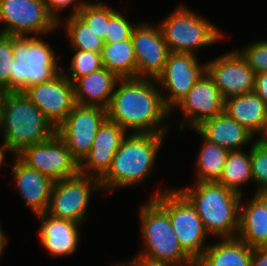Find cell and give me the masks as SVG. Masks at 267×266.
I'll return each mask as SVG.
<instances>
[{
  "label": "cell",
  "instance_id": "cell-19",
  "mask_svg": "<svg viewBox=\"0 0 267 266\" xmlns=\"http://www.w3.org/2000/svg\"><path fill=\"white\" fill-rule=\"evenodd\" d=\"M16 188L23 197L24 203L39 215L47 211L54 181L35 169L29 168L17 156L10 165Z\"/></svg>",
  "mask_w": 267,
  "mask_h": 266
},
{
  "label": "cell",
  "instance_id": "cell-8",
  "mask_svg": "<svg viewBox=\"0 0 267 266\" xmlns=\"http://www.w3.org/2000/svg\"><path fill=\"white\" fill-rule=\"evenodd\" d=\"M165 189L152 198L167 210L180 246L196 263L209 246L205 242L208 233L191 203L177 189Z\"/></svg>",
  "mask_w": 267,
  "mask_h": 266
},
{
  "label": "cell",
  "instance_id": "cell-44",
  "mask_svg": "<svg viewBox=\"0 0 267 266\" xmlns=\"http://www.w3.org/2000/svg\"><path fill=\"white\" fill-rule=\"evenodd\" d=\"M264 142H267V131L265 132L264 136L261 138Z\"/></svg>",
  "mask_w": 267,
  "mask_h": 266
},
{
  "label": "cell",
  "instance_id": "cell-7",
  "mask_svg": "<svg viewBox=\"0 0 267 266\" xmlns=\"http://www.w3.org/2000/svg\"><path fill=\"white\" fill-rule=\"evenodd\" d=\"M170 52L196 53L197 48L216 44L223 33L215 24L183 5L159 24Z\"/></svg>",
  "mask_w": 267,
  "mask_h": 266
},
{
  "label": "cell",
  "instance_id": "cell-30",
  "mask_svg": "<svg viewBox=\"0 0 267 266\" xmlns=\"http://www.w3.org/2000/svg\"><path fill=\"white\" fill-rule=\"evenodd\" d=\"M103 1L85 2L78 10L77 15L103 40L107 33L109 18L116 12Z\"/></svg>",
  "mask_w": 267,
  "mask_h": 266
},
{
  "label": "cell",
  "instance_id": "cell-45",
  "mask_svg": "<svg viewBox=\"0 0 267 266\" xmlns=\"http://www.w3.org/2000/svg\"><path fill=\"white\" fill-rule=\"evenodd\" d=\"M191 266H199L197 263L192 264Z\"/></svg>",
  "mask_w": 267,
  "mask_h": 266
},
{
  "label": "cell",
  "instance_id": "cell-16",
  "mask_svg": "<svg viewBox=\"0 0 267 266\" xmlns=\"http://www.w3.org/2000/svg\"><path fill=\"white\" fill-rule=\"evenodd\" d=\"M131 39L137 61V78L156 79L163 72L170 53L159 25L137 23Z\"/></svg>",
  "mask_w": 267,
  "mask_h": 266
},
{
  "label": "cell",
  "instance_id": "cell-31",
  "mask_svg": "<svg viewBox=\"0 0 267 266\" xmlns=\"http://www.w3.org/2000/svg\"><path fill=\"white\" fill-rule=\"evenodd\" d=\"M75 52L70 63V67L67 71H70L71 74L65 73V70L62 69L63 74L67 79L72 83L80 77L86 76L94 71L103 68L102 58L100 53L73 49Z\"/></svg>",
  "mask_w": 267,
  "mask_h": 266
},
{
  "label": "cell",
  "instance_id": "cell-36",
  "mask_svg": "<svg viewBox=\"0 0 267 266\" xmlns=\"http://www.w3.org/2000/svg\"><path fill=\"white\" fill-rule=\"evenodd\" d=\"M80 0H44V2L46 3V6L48 8L49 13L57 20L58 22V26L61 25V17L59 16L58 12L62 11L64 8H68L71 4L73 5L72 8V13L70 15L73 14H77L79 8L87 1H80ZM77 2V3H76ZM60 17V18H59Z\"/></svg>",
  "mask_w": 267,
  "mask_h": 266
},
{
  "label": "cell",
  "instance_id": "cell-10",
  "mask_svg": "<svg viewBox=\"0 0 267 266\" xmlns=\"http://www.w3.org/2000/svg\"><path fill=\"white\" fill-rule=\"evenodd\" d=\"M0 23V33L12 36H41L58 28L44 0H0Z\"/></svg>",
  "mask_w": 267,
  "mask_h": 266
},
{
  "label": "cell",
  "instance_id": "cell-27",
  "mask_svg": "<svg viewBox=\"0 0 267 266\" xmlns=\"http://www.w3.org/2000/svg\"><path fill=\"white\" fill-rule=\"evenodd\" d=\"M253 182L251 169V148L248 153L244 150L230 151L223 167L218 183L239 194H242V185Z\"/></svg>",
  "mask_w": 267,
  "mask_h": 266
},
{
  "label": "cell",
  "instance_id": "cell-1",
  "mask_svg": "<svg viewBox=\"0 0 267 266\" xmlns=\"http://www.w3.org/2000/svg\"><path fill=\"white\" fill-rule=\"evenodd\" d=\"M156 83L150 78L119 79L106 108L107 119L134 133L167 134L162 121L171 113Z\"/></svg>",
  "mask_w": 267,
  "mask_h": 266
},
{
  "label": "cell",
  "instance_id": "cell-2",
  "mask_svg": "<svg viewBox=\"0 0 267 266\" xmlns=\"http://www.w3.org/2000/svg\"><path fill=\"white\" fill-rule=\"evenodd\" d=\"M166 134H127L116 151L110 168L99 180L102 191L126 188L142 183L154 169ZM163 141V142H162Z\"/></svg>",
  "mask_w": 267,
  "mask_h": 266
},
{
  "label": "cell",
  "instance_id": "cell-22",
  "mask_svg": "<svg viewBox=\"0 0 267 266\" xmlns=\"http://www.w3.org/2000/svg\"><path fill=\"white\" fill-rule=\"evenodd\" d=\"M224 112L259 139L267 131V105L254 91L224 99Z\"/></svg>",
  "mask_w": 267,
  "mask_h": 266
},
{
  "label": "cell",
  "instance_id": "cell-40",
  "mask_svg": "<svg viewBox=\"0 0 267 266\" xmlns=\"http://www.w3.org/2000/svg\"><path fill=\"white\" fill-rule=\"evenodd\" d=\"M2 144L0 146V167L3 165L4 160H5V152H11V154H14L13 151L10 149V147L8 146V144L4 141H2ZM5 151V152H4Z\"/></svg>",
  "mask_w": 267,
  "mask_h": 266
},
{
  "label": "cell",
  "instance_id": "cell-25",
  "mask_svg": "<svg viewBox=\"0 0 267 266\" xmlns=\"http://www.w3.org/2000/svg\"><path fill=\"white\" fill-rule=\"evenodd\" d=\"M253 248L237 237L209 245L196 262L199 266H250Z\"/></svg>",
  "mask_w": 267,
  "mask_h": 266
},
{
  "label": "cell",
  "instance_id": "cell-26",
  "mask_svg": "<svg viewBox=\"0 0 267 266\" xmlns=\"http://www.w3.org/2000/svg\"><path fill=\"white\" fill-rule=\"evenodd\" d=\"M100 55L103 67L119 79L137 78V61L132 39L104 43Z\"/></svg>",
  "mask_w": 267,
  "mask_h": 266
},
{
  "label": "cell",
  "instance_id": "cell-39",
  "mask_svg": "<svg viewBox=\"0 0 267 266\" xmlns=\"http://www.w3.org/2000/svg\"><path fill=\"white\" fill-rule=\"evenodd\" d=\"M250 266H267V246L253 248Z\"/></svg>",
  "mask_w": 267,
  "mask_h": 266
},
{
  "label": "cell",
  "instance_id": "cell-35",
  "mask_svg": "<svg viewBox=\"0 0 267 266\" xmlns=\"http://www.w3.org/2000/svg\"><path fill=\"white\" fill-rule=\"evenodd\" d=\"M255 74L267 72V40L255 41L238 50Z\"/></svg>",
  "mask_w": 267,
  "mask_h": 266
},
{
  "label": "cell",
  "instance_id": "cell-4",
  "mask_svg": "<svg viewBox=\"0 0 267 266\" xmlns=\"http://www.w3.org/2000/svg\"><path fill=\"white\" fill-rule=\"evenodd\" d=\"M2 140L16 156L25 147L50 139L56 129L23 92H7L0 119ZM0 130V132H2Z\"/></svg>",
  "mask_w": 267,
  "mask_h": 266
},
{
  "label": "cell",
  "instance_id": "cell-32",
  "mask_svg": "<svg viewBox=\"0 0 267 266\" xmlns=\"http://www.w3.org/2000/svg\"><path fill=\"white\" fill-rule=\"evenodd\" d=\"M251 169L254 184H257L256 192L267 188V142L257 138L251 144Z\"/></svg>",
  "mask_w": 267,
  "mask_h": 266
},
{
  "label": "cell",
  "instance_id": "cell-41",
  "mask_svg": "<svg viewBox=\"0 0 267 266\" xmlns=\"http://www.w3.org/2000/svg\"><path fill=\"white\" fill-rule=\"evenodd\" d=\"M5 232L2 230V226L0 224V256L4 251V247L7 245L8 238L6 237Z\"/></svg>",
  "mask_w": 267,
  "mask_h": 266
},
{
  "label": "cell",
  "instance_id": "cell-24",
  "mask_svg": "<svg viewBox=\"0 0 267 266\" xmlns=\"http://www.w3.org/2000/svg\"><path fill=\"white\" fill-rule=\"evenodd\" d=\"M240 205L237 238L251 248L267 246V206L256 195L247 206Z\"/></svg>",
  "mask_w": 267,
  "mask_h": 266
},
{
  "label": "cell",
  "instance_id": "cell-38",
  "mask_svg": "<svg viewBox=\"0 0 267 266\" xmlns=\"http://www.w3.org/2000/svg\"><path fill=\"white\" fill-rule=\"evenodd\" d=\"M114 266H173V265L166 262L150 260L140 255H135V257H133L132 260L124 264L118 263V265L115 264Z\"/></svg>",
  "mask_w": 267,
  "mask_h": 266
},
{
  "label": "cell",
  "instance_id": "cell-28",
  "mask_svg": "<svg viewBox=\"0 0 267 266\" xmlns=\"http://www.w3.org/2000/svg\"><path fill=\"white\" fill-rule=\"evenodd\" d=\"M203 141L196 156V182H218L230 151L205 138Z\"/></svg>",
  "mask_w": 267,
  "mask_h": 266
},
{
  "label": "cell",
  "instance_id": "cell-6",
  "mask_svg": "<svg viewBox=\"0 0 267 266\" xmlns=\"http://www.w3.org/2000/svg\"><path fill=\"white\" fill-rule=\"evenodd\" d=\"M51 48L37 36H13L15 60L10 71V92H24L33 85L53 79L62 71Z\"/></svg>",
  "mask_w": 267,
  "mask_h": 266
},
{
  "label": "cell",
  "instance_id": "cell-37",
  "mask_svg": "<svg viewBox=\"0 0 267 266\" xmlns=\"http://www.w3.org/2000/svg\"><path fill=\"white\" fill-rule=\"evenodd\" d=\"M267 105V72L255 74L253 90Z\"/></svg>",
  "mask_w": 267,
  "mask_h": 266
},
{
  "label": "cell",
  "instance_id": "cell-23",
  "mask_svg": "<svg viewBox=\"0 0 267 266\" xmlns=\"http://www.w3.org/2000/svg\"><path fill=\"white\" fill-rule=\"evenodd\" d=\"M119 78L106 68L99 69L74 82L76 104L107 108Z\"/></svg>",
  "mask_w": 267,
  "mask_h": 266
},
{
  "label": "cell",
  "instance_id": "cell-18",
  "mask_svg": "<svg viewBox=\"0 0 267 266\" xmlns=\"http://www.w3.org/2000/svg\"><path fill=\"white\" fill-rule=\"evenodd\" d=\"M128 133L106 119L100 126L89 154L79 164V173L100 180L110 168L112 159Z\"/></svg>",
  "mask_w": 267,
  "mask_h": 266
},
{
  "label": "cell",
  "instance_id": "cell-17",
  "mask_svg": "<svg viewBox=\"0 0 267 266\" xmlns=\"http://www.w3.org/2000/svg\"><path fill=\"white\" fill-rule=\"evenodd\" d=\"M176 107H179L186 118L179 129L183 131L187 125L190 129H195L205 120L224 112V98L213 79L206 73Z\"/></svg>",
  "mask_w": 267,
  "mask_h": 266
},
{
  "label": "cell",
  "instance_id": "cell-14",
  "mask_svg": "<svg viewBox=\"0 0 267 266\" xmlns=\"http://www.w3.org/2000/svg\"><path fill=\"white\" fill-rule=\"evenodd\" d=\"M56 129L76 106L74 85L63 72L23 92Z\"/></svg>",
  "mask_w": 267,
  "mask_h": 266
},
{
  "label": "cell",
  "instance_id": "cell-21",
  "mask_svg": "<svg viewBox=\"0 0 267 266\" xmlns=\"http://www.w3.org/2000/svg\"><path fill=\"white\" fill-rule=\"evenodd\" d=\"M198 135L229 151L242 150V146L256 138L225 112L207 119L194 129ZM254 139V140H253Z\"/></svg>",
  "mask_w": 267,
  "mask_h": 266
},
{
  "label": "cell",
  "instance_id": "cell-42",
  "mask_svg": "<svg viewBox=\"0 0 267 266\" xmlns=\"http://www.w3.org/2000/svg\"><path fill=\"white\" fill-rule=\"evenodd\" d=\"M256 195L266 204L267 206V188L259 192H256Z\"/></svg>",
  "mask_w": 267,
  "mask_h": 266
},
{
  "label": "cell",
  "instance_id": "cell-34",
  "mask_svg": "<svg viewBox=\"0 0 267 266\" xmlns=\"http://www.w3.org/2000/svg\"><path fill=\"white\" fill-rule=\"evenodd\" d=\"M136 25L137 24H132L127 18H125L122 13L116 11L109 18L104 43H115L131 39L133 29Z\"/></svg>",
  "mask_w": 267,
  "mask_h": 266
},
{
  "label": "cell",
  "instance_id": "cell-3",
  "mask_svg": "<svg viewBox=\"0 0 267 266\" xmlns=\"http://www.w3.org/2000/svg\"><path fill=\"white\" fill-rule=\"evenodd\" d=\"M195 184V185H194ZM178 191L191 203L209 235L234 238L239 229L242 194L218 182H196Z\"/></svg>",
  "mask_w": 267,
  "mask_h": 266
},
{
  "label": "cell",
  "instance_id": "cell-9",
  "mask_svg": "<svg viewBox=\"0 0 267 266\" xmlns=\"http://www.w3.org/2000/svg\"><path fill=\"white\" fill-rule=\"evenodd\" d=\"M95 190H101L100 181L80 173L55 181L46 213L58 219L83 224Z\"/></svg>",
  "mask_w": 267,
  "mask_h": 266
},
{
  "label": "cell",
  "instance_id": "cell-15",
  "mask_svg": "<svg viewBox=\"0 0 267 266\" xmlns=\"http://www.w3.org/2000/svg\"><path fill=\"white\" fill-rule=\"evenodd\" d=\"M207 73L224 99L254 90L255 72L237 49L207 61Z\"/></svg>",
  "mask_w": 267,
  "mask_h": 266
},
{
  "label": "cell",
  "instance_id": "cell-12",
  "mask_svg": "<svg viewBox=\"0 0 267 266\" xmlns=\"http://www.w3.org/2000/svg\"><path fill=\"white\" fill-rule=\"evenodd\" d=\"M16 156L29 168L48 176L54 182L79 173L78 162L57 133L44 142L25 147Z\"/></svg>",
  "mask_w": 267,
  "mask_h": 266
},
{
  "label": "cell",
  "instance_id": "cell-33",
  "mask_svg": "<svg viewBox=\"0 0 267 266\" xmlns=\"http://www.w3.org/2000/svg\"><path fill=\"white\" fill-rule=\"evenodd\" d=\"M14 60L13 36L0 33V87L6 92H10V71Z\"/></svg>",
  "mask_w": 267,
  "mask_h": 266
},
{
  "label": "cell",
  "instance_id": "cell-29",
  "mask_svg": "<svg viewBox=\"0 0 267 266\" xmlns=\"http://www.w3.org/2000/svg\"><path fill=\"white\" fill-rule=\"evenodd\" d=\"M64 24L66 35L73 49L101 53L104 40L77 14L67 16Z\"/></svg>",
  "mask_w": 267,
  "mask_h": 266
},
{
  "label": "cell",
  "instance_id": "cell-11",
  "mask_svg": "<svg viewBox=\"0 0 267 266\" xmlns=\"http://www.w3.org/2000/svg\"><path fill=\"white\" fill-rule=\"evenodd\" d=\"M106 119L105 108L76 104L56 128V133L66 143L78 164L89 154L94 138Z\"/></svg>",
  "mask_w": 267,
  "mask_h": 266
},
{
  "label": "cell",
  "instance_id": "cell-13",
  "mask_svg": "<svg viewBox=\"0 0 267 266\" xmlns=\"http://www.w3.org/2000/svg\"><path fill=\"white\" fill-rule=\"evenodd\" d=\"M207 73V62H199L196 54L170 52L163 72L156 78L159 87L170 91L162 92L165 107L173 112L194 84ZM161 84V85H160Z\"/></svg>",
  "mask_w": 267,
  "mask_h": 266
},
{
  "label": "cell",
  "instance_id": "cell-5",
  "mask_svg": "<svg viewBox=\"0 0 267 266\" xmlns=\"http://www.w3.org/2000/svg\"><path fill=\"white\" fill-rule=\"evenodd\" d=\"M141 206L143 247L137 255L173 266H191L195 262L180 246L167 210L152 198Z\"/></svg>",
  "mask_w": 267,
  "mask_h": 266
},
{
  "label": "cell",
  "instance_id": "cell-20",
  "mask_svg": "<svg viewBox=\"0 0 267 266\" xmlns=\"http://www.w3.org/2000/svg\"><path fill=\"white\" fill-rule=\"evenodd\" d=\"M36 216L41 223L38 235L40 243L50 256H67L76 251L81 224L52 217L46 212Z\"/></svg>",
  "mask_w": 267,
  "mask_h": 266
},
{
  "label": "cell",
  "instance_id": "cell-43",
  "mask_svg": "<svg viewBox=\"0 0 267 266\" xmlns=\"http://www.w3.org/2000/svg\"><path fill=\"white\" fill-rule=\"evenodd\" d=\"M6 93L7 92L0 87V119H1V112H2V103H3V99L6 95Z\"/></svg>",
  "mask_w": 267,
  "mask_h": 266
}]
</instances>
